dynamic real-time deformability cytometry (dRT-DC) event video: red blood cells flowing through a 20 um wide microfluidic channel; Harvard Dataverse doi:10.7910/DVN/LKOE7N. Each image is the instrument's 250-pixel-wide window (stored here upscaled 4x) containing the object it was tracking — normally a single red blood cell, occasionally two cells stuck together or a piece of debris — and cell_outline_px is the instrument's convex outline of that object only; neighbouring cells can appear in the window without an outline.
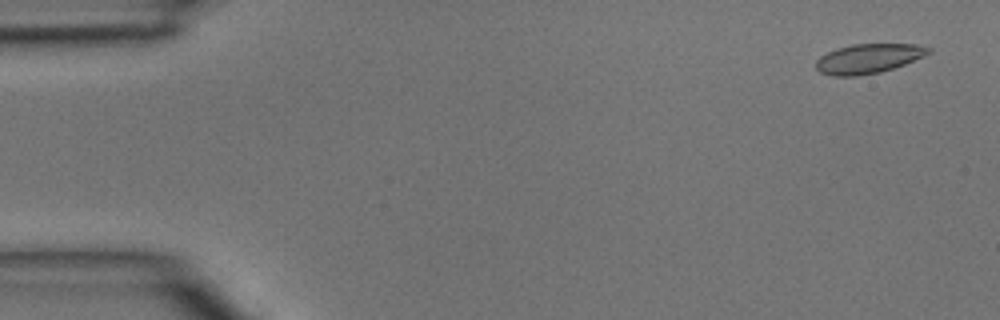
{"species": "common noctule bat (a hibernating species)", "species_latin": "Nyctalus noctula", "temperature_condition": "room temperature", "stored_images_in_passage": 45, "camera_frame_rate_fps": 3000, "um_per_image_px": 0.085, "animal": {"sex": "male", "body_mass_g": 15.6}, "frame": {"image": 1, "passage_image": 2, "time_ms": 0.333, "image_size_px": [1000, 320], "cell_outline_px": [[932, 52], [924, 56], [904, 64], [880, 72], [856, 76], [832, 76], [820, 72], [816, 68], [816, 60], [820, 56], [836, 48], [852, 44], [916, 44], [932, 48]], "centroid_in_image_um": [73.81, 4.97], "position_along_channel_um": 11.2, "area_um2": 19.36}}
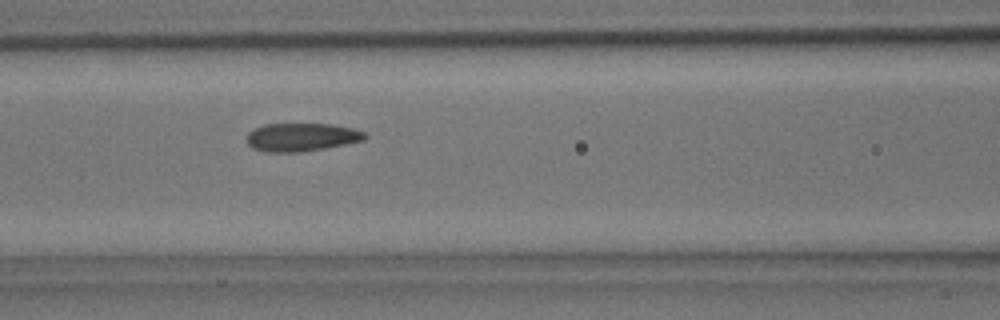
{"frame": {"image": 2, "passage_image": 19, "time_ms": 6.0, "image_size_px": [1000, 320], "cell_outline_px": [[368, 136], [364, 140], [324, 148], [300, 152], [268, 152], [252, 148], [248, 144], [248, 132], [264, 124], [332, 124], [352, 128], [364, 132]], "centroid_in_image_um": [25.63, 11.65], "position_along_channel_um": 141.0, "area_um2": 19.25}}
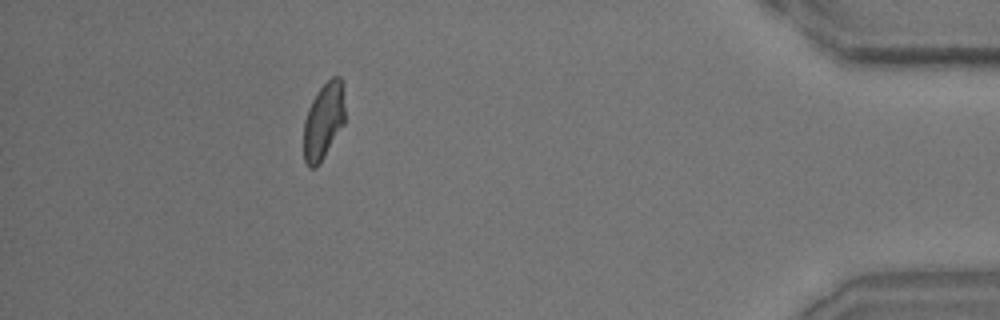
{"frame": {"image": 3, "passage_image": 41, "time_ms": 13.333, "image_size_px": [1000, 320], "cell_outline_px": [[344, 124], [324, 156], [316, 168], [308, 168], [304, 160], [304, 120], [308, 108], [312, 100], [320, 88], [332, 76], [340, 76], [344, 108]], "centroid_in_image_um": [27.48, 10.32], "position_along_channel_um": 407.7, "area_um2": 18.15}}